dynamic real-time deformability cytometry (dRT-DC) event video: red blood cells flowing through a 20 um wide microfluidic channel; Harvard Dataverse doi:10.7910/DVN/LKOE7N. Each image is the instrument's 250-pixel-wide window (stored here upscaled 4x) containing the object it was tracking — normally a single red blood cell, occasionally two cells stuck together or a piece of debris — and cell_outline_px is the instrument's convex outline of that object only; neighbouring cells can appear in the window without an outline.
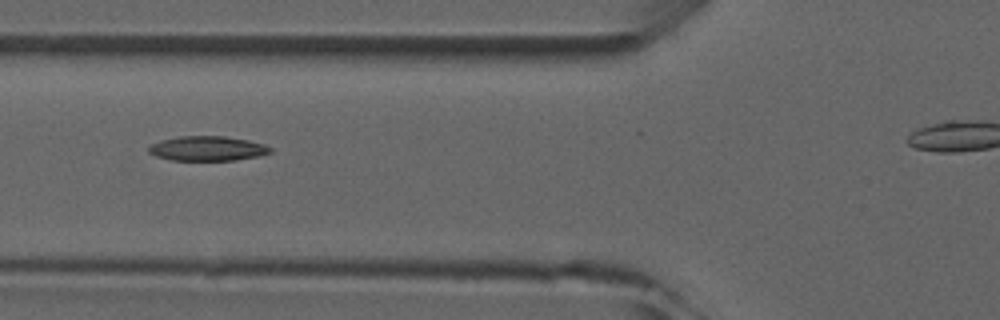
{"species": "common noctule bat (a hibernating species)", "species_latin": "Nyctalus noctula", "temperature_condition": "room temperature", "stored_images_in_passage": 5, "camera_frame_rate_fps": 3000, "um_per_image_px": 0.085, "animal": {"sex": "male", "forearm_length_mm": 52.5}, "frame": {"image": 1, "passage_image": 5, "time_ms": 4.333, "image_size_px": [1000, 320], "cell_outline_px": [[272, 152], [260, 156], [236, 160], [172, 160], [156, 156], [148, 152], [148, 148], [152, 144], [160, 140], [180, 136], [224, 136], [248, 140], [264, 144], [272, 148]], "centroid_in_image_um": [17.65, 12.62], "position_along_channel_um": 108.1, "area_um2": 17.51}}